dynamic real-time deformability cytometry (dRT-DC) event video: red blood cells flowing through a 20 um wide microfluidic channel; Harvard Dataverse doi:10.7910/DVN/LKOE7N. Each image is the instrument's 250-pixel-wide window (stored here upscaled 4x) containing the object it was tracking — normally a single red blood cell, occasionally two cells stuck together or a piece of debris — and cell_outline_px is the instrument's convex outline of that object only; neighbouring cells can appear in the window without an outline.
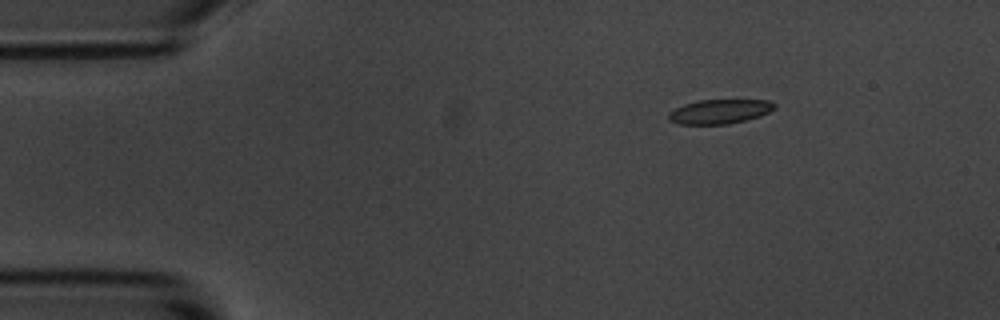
{"species": "common noctule bat (a hibernating species)", "species_latin": "Nyctalus noctula", "temperature_condition": "room temperature", "stored_images_in_passage": 5, "camera_frame_rate_fps": 3000, "um_per_image_px": 0.085, "animal": {"sex": "male", "body_mass_g": 20.1, "forearm_length_mm": 53.5}, "frame": {"image": 1, "passage_image": 1, "time_ms": 0.0, "image_size_px": [1000, 320], "cell_outline_px": [[776, 108], [760, 116], [728, 124], [676, 124], [668, 120], [668, 112], [684, 104], [700, 100], [768, 100], [776, 104]], "centroid_in_image_um": [61.15, 9.48], "position_along_channel_um": 23.9, "area_um2": 15.03}}
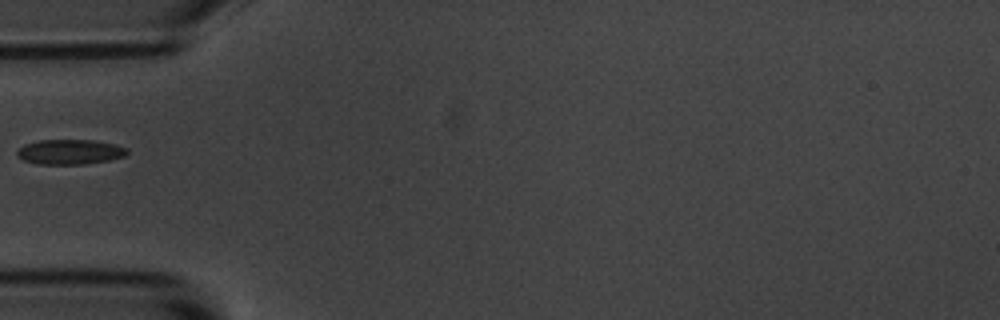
{"frame": {"image": 2, "passage_image": 4, "time_ms": 3.333, "image_size_px": [1000, 320], "cell_outline_px": [[128, 152], [124, 156], [108, 160], [84, 164], [40, 164], [24, 160], [16, 156], [16, 152], [24, 144], [36, 140], [92, 140], [112, 144], [128, 148]], "centroid_in_image_um": [5.91, 12.91], "position_along_channel_um": 79.1, "area_um2": 15.9}}